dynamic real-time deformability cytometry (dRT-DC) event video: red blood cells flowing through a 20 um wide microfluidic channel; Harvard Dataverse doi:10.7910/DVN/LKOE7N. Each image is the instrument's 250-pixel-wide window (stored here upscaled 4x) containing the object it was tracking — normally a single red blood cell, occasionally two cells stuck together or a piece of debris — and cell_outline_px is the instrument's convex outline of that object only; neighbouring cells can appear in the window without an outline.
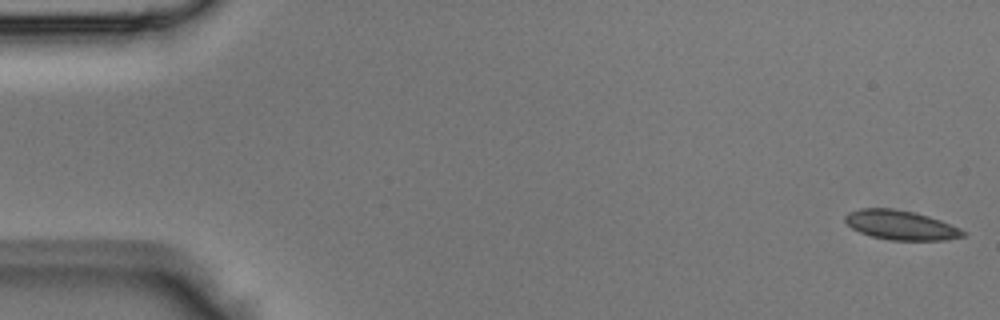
{"species": "Egyptian fruit bat (a non-hibernating species)", "species_latin": "Rousettus aegyptiacus", "temperature_condition": "room temperature", "stored_images_in_passage": 43, "camera_frame_rate_fps": 3000, "um_per_image_px": 0.085, "animal": {"sex": "male"}, "frame": {"image": 1, "passage_image": 1, "time_ms": 0.0, "image_size_px": [1000, 320], "cell_outline_px": [[968, 232], [964, 236], [944, 240], [892, 240], [872, 236], [860, 232], [852, 228], [844, 220], [844, 216], [848, 212], [860, 208], [892, 208], [912, 212], [928, 216], [940, 220], [960, 228]], "centroid_in_image_um": [76.56, 19.13], "position_along_channel_um": 8.4, "area_um2": 20.11}}
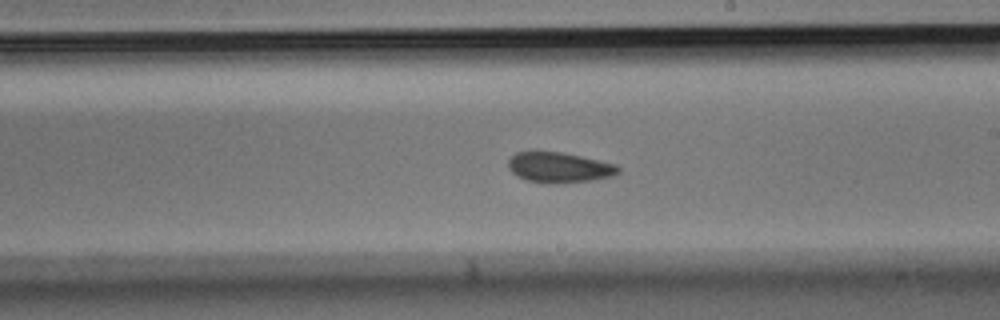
{"frame": {"image": 2, "passage_image": 25, "time_ms": 8.0, "image_size_px": [1000, 320], "cell_outline_px": [[620, 172], [612, 176], [592, 180], [556, 184], [544, 184], [528, 180], [516, 176], [508, 168], [508, 160], [516, 152], [560, 152], [580, 156], [616, 164], [620, 168]], "centroid_in_image_um": [47.52, 14.25], "position_along_channel_um": 241.5, "area_um2": 19.48}}
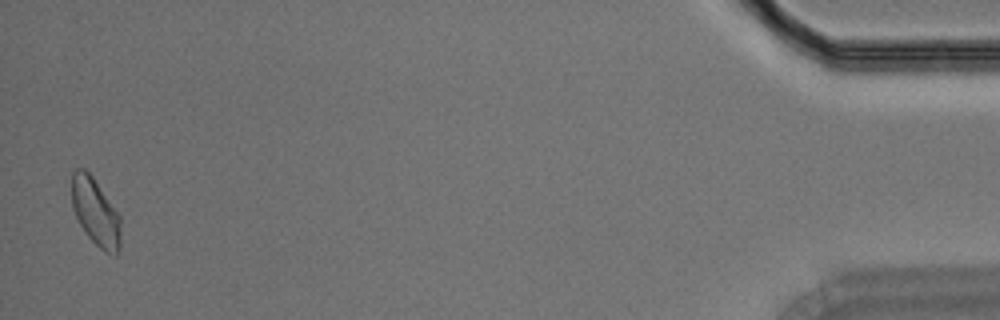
{"frame": {"image": 3, "passage_image": 43, "time_ms": 14.0, "image_size_px": [1000, 320], "cell_outline_px": [[120, 244], [116, 256], [104, 252], [88, 236], [80, 224], [72, 208], [72, 172], [76, 168], [84, 168], [92, 176], [120, 216]], "centroid_in_image_um": [8.11, 18.03], "position_along_channel_um": 427.1, "area_um2": 19.02}}